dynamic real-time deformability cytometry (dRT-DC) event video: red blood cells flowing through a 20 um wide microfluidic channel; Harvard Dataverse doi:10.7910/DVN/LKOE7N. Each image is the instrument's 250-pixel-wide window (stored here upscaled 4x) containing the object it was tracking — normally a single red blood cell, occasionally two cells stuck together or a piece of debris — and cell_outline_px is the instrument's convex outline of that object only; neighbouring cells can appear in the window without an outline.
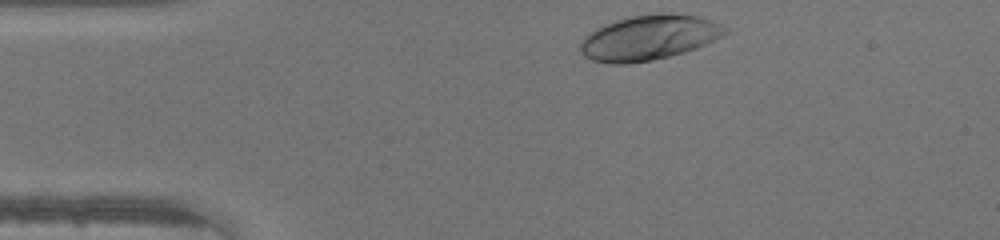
{"species": "human", "species_latin": "Homo sapiens", "temperature_condition": "warm", "stored_images_in_passage": 30, "camera_frame_rate_fps": 3000, "um_per_image_px": 0.085, "donor": {"sex": "male"}, "frame": {"image": 1, "passage_image": 1, "time_ms": 0.0, "image_size_px": [1000, 240], "cell_outline_px": [[728, 32], [696, 48], [684, 52], [652, 60], [628, 64], [608, 64], [592, 60], [584, 56], [580, 52], [580, 40], [588, 32], [604, 24], [616, 20], [632, 16], [700, 16], [728, 28]], "centroid_in_image_um": [55.06, 3.25], "position_along_channel_um": 29.9, "area_um2": 36.99}}
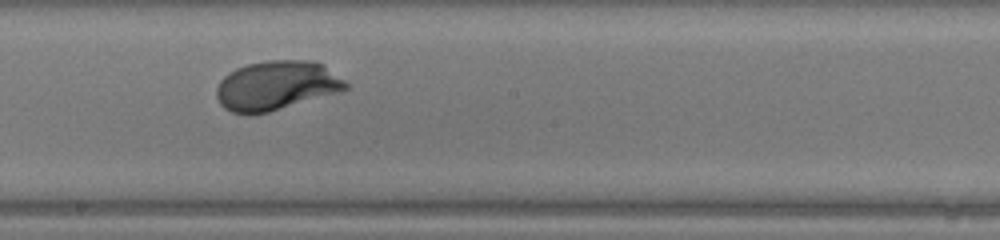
{"frame": {"image": 2, "passage_image": 18, "time_ms": 5.667, "image_size_px": [1000, 240], "cell_outline_px": [[348, 88], [336, 92], [268, 112], [248, 116], [232, 112], [224, 108], [220, 104], [216, 96], [216, 88], [220, 80], [228, 72], [236, 68], [248, 64], [268, 60], [308, 60], [324, 64], [344, 80], [348, 84]], "centroid_in_image_um": [23.43, 7.27], "position_along_channel_um": 224.8, "area_um2": 37.05}}
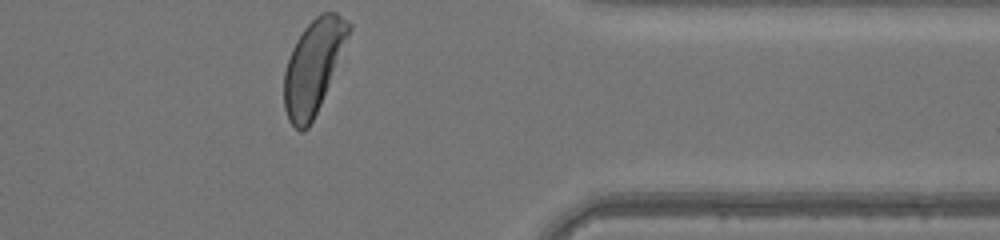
{"frame": {"image": 3, "passage_image": 30, "time_ms": 9.667, "image_size_px": [1000, 240], "cell_outline_px": [[352, 28], [320, 104], [308, 128], [300, 132], [288, 120], [284, 108], [284, 72], [292, 48], [296, 40], [304, 28], [316, 16], [324, 12], [336, 12], [352, 24]], "centroid_in_image_um": [26.61, 5.64], "position_along_channel_um": 384.8, "area_um2": 34.51}}